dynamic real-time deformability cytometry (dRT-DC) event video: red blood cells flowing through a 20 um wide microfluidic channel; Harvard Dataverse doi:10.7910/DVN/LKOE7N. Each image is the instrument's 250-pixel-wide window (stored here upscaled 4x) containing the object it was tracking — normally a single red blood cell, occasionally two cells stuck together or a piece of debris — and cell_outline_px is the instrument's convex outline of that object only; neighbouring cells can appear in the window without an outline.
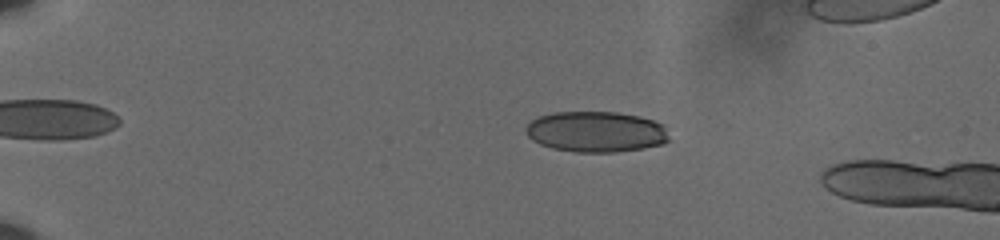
{"species": "human", "species_latin": "Homo sapiens", "temperature_condition": "cold", "stored_images_in_passage": 19, "camera_frame_rate_fps": 3000, "um_per_image_px": 0.085, "donor": {"sex": "male"}, "frame": {"image": 1, "passage_image": 14, "time_ms": 4.333, "image_size_px": [1000, 240], "cell_outline_px": [[668, 140], [660, 144], [644, 148], [616, 152], [576, 152], [552, 148], [540, 144], [532, 140], [528, 136], [524, 128], [532, 120], [540, 116], [552, 112], [616, 112], [640, 116], [664, 124], [668, 136]], "centroid_in_image_um": [50.65, 11.19], "position_along_channel_um": 34.4, "area_um2": 34.04}}